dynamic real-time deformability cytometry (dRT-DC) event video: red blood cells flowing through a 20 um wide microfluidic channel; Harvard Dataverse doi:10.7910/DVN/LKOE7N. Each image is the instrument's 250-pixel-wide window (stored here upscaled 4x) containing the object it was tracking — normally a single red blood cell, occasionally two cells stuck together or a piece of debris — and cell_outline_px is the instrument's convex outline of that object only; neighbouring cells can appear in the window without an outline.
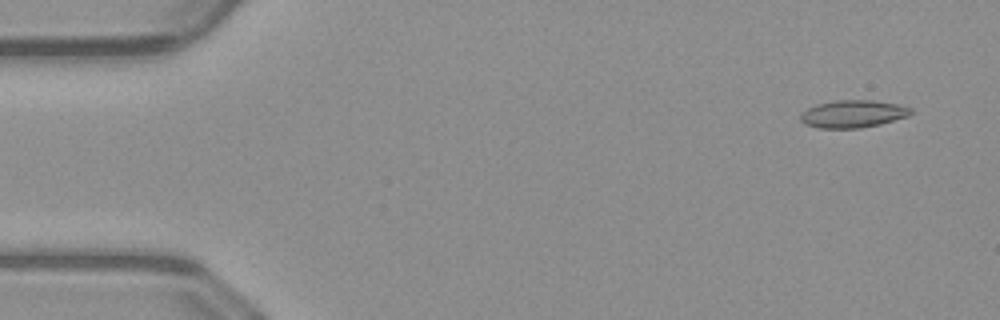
{"species": "common noctule bat (a hibernating species)", "species_latin": "Nyctalus noctula", "temperature_condition": "warm", "stored_images_in_passage": 51, "camera_frame_rate_fps": 3000, "um_per_image_px": 0.085, "animal": {"sex": "male", "body_mass_g": 23.1, "forearm_length_mm": 52.7}, "frame": {"image": 1, "passage_image": 3, "time_ms": 0.667, "image_size_px": [1000, 320], "cell_outline_px": [[912, 112], [908, 116], [880, 124], [860, 128], [816, 128], [804, 124], [800, 120], [800, 116], [808, 108], [816, 104], [836, 100], [872, 100], [900, 104], [912, 108]], "centroid_in_image_um": [72.5, 9.68], "position_along_channel_um": 12.5, "area_um2": 17.74}}
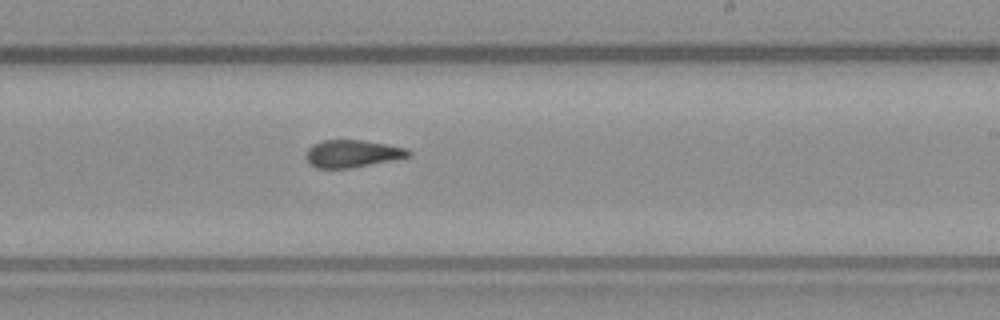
{"frame": {"image": 2, "passage_image": 30, "time_ms": 9.667, "image_size_px": [1000, 320], "cell_outline_px": [[412, 156], [352, 168], [316, 168], [308, 160], [308, 148], [312, 144], [324, 140], [360, 140], [408, 148], [412, 152]], "centroid_in_image_um": [30.0, 13.06], "position_along_channel_um": 259.0, "area_um2": 16.18}}
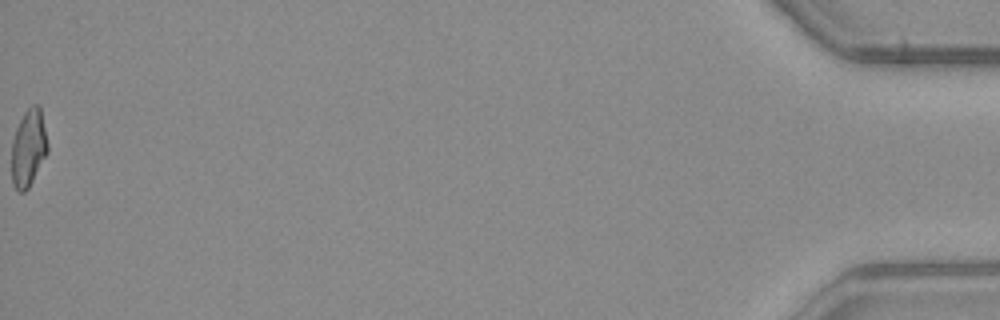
{"frame": {"image": 3, "passage_image": 51, "time_ms": 16.667, "image_size_px": [1000, 320], "cell_outline_px": [[48, 152], [28, 188], [24, 192], [16, 192], [12, 184], [12, 140], [16, 128], [24, 112], [32, 104], [40, 104], [48, 144]], "centroid_in_image_um": [2.42, 12.57], "position_along_channel_um": 432.8, "area_um2": 16.36}, "authors_computed_cell_mechanics": {"area_um2": 17.1666, "velocity_mm_per_s": 4.0689, "shape_relaxation_time_tau1_ms": null, "shape_relaxation_time_tau2_ms": 1.7286, "deformation_change_tau1": null, "deformation_change_tau2": 0.079}}